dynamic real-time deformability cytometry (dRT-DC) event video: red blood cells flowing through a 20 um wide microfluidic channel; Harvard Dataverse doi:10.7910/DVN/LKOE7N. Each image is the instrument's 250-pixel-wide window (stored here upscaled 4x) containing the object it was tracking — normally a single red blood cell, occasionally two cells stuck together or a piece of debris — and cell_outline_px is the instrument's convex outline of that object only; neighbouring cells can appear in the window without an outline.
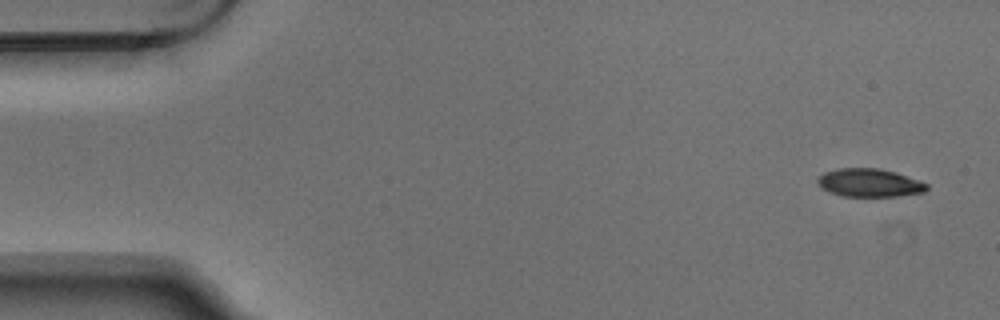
{"species": "Egyptian fruit bat (a non-hibernating species)", "species_latin": "Rousettus aegyptiacus", "temperature_condition": "warm", "stored_images_in_passage": 4, "camera_frame_rate_fps": 3000, "um_per_image_px": 0.085, "animal": {"sex": "male"}, "frame": {"image": 1, "passage_image": 1, "time_ms": 0.0, "image_size_px": [1000, 320], "cell_outline_px": [[928, 188], [924, 192], [900, 196], [840, 196], [828, 192], [820, 188], [816, 180], [824, 172], [836, 168], [880, 168], [896, 172], [928, 184]], "centroid_in_image_um": [73.86, 15.54], "position_along_channel_um": 11.1, "area_um2": 18.09}}
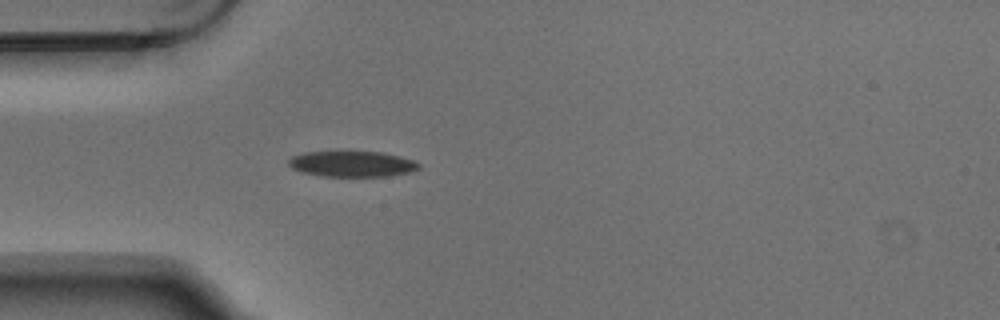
{"frame": {"image": 2, "passage_image": 4, "time_ms": 1.0, "image_size_px": [1000, 320], "cell_outline_px": [[420, 168], [408, 172], [388, 176], [320, 176], [304, 172], [292, 168], [288, 164], [288, 160], [292, 156], [304, 152], [384, 152], [400, 156], [412, 160], [420, 164]], "centroid_in_image_um": [29.92, 13.93], "position_along_channel_um": 55.1, "area_um2": 19.36}}